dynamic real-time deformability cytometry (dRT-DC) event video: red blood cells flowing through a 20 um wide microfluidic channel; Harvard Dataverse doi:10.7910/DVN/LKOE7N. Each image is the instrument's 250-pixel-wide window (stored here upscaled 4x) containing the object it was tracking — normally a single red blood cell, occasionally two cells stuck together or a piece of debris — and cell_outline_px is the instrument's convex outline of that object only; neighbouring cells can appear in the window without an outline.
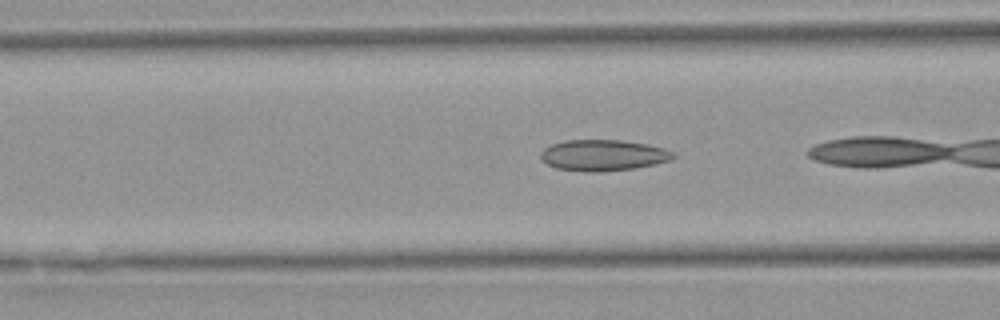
{"species": "Egyptian fruit bat (a non-hibernating species)", "species_latin": "Rousettus aegyptiacus", "temperature_condition": "warm", "stored_images_in_passage": 4, "camera_frame_rate_fps": 3000, "um_per_image_px": 0.085, "animal": {"sex": "female"}, "frame": {"image": 1, "passage_image": 3, "time_ms": 0.667, "image_size_px": [1000, 320], "cell_outline_px": [[676, 156], [672, 160], [656, 164], [636, 168], [600, 172], [588, 172], [556, 168], [540, 160], [540, 152], [544, 148], [552, 144], [564, 140], [620, 140], [648, 144], [664, 148], [676, 152]], "centroid_in_image_um": [51.3, 13.2], "position_along_channel_um": 115.3, "area_um2": 24.33}}